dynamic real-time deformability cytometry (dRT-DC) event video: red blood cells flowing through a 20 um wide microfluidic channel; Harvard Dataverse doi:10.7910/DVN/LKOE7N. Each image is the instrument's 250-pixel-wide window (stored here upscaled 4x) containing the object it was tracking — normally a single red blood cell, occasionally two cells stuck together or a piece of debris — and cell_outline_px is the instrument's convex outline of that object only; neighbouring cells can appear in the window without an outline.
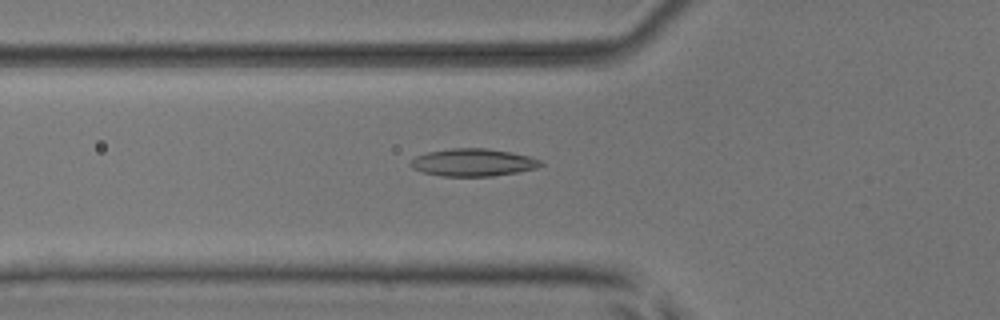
{"species": "common noctule bat (a hibernating species)", "species_latin": "Nyctalus noctula", "temperature_condition": "room temperature", "stored_images_in_passage": 47, "camera_frame_rate_fps": 3000, "um_per_image_px": 0.085, "animal": {"sex": "male", "body_mass_g": 17.9, "forearm_length_mm": 54.2}, "frame": {"image": 1, "passage_image": 13, "time_ms": 4.0, "image_size_px": [1000, 320], "cell_outline_px": [[544, 164], [536, 168], [516, 172], [492, 176], [444, 176], [424, 172], [412, 168], [408, 164], [416, 156], [428, 152], [452, 148], [488, 148], [512, 152], [528, 156], [540, 160]], "centroid_in_image_um": [40.21, 13.8], "position_along_channel_um": 85.6, "area_um2": 20.75}}
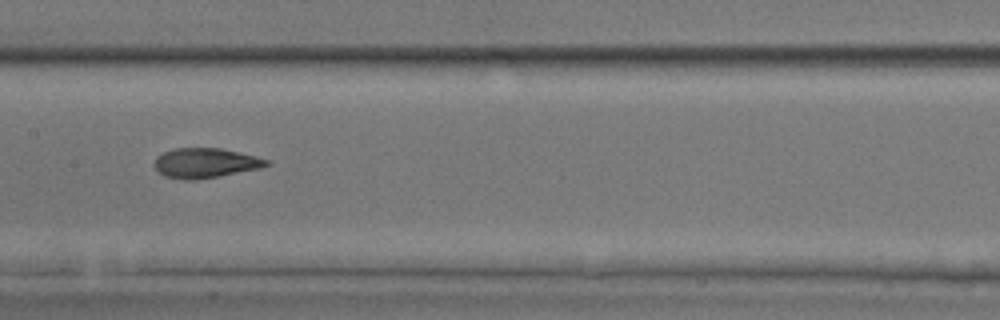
{"frame": {"image": 2, "passage_image": 21, "time_ms": 6.667, "image_size_px": [1000, 320], "cell_outline_px": [[268, 164], [260, 168], [220, 176], [196, 180], [184, 180], [164, 176], [152, 164], [156, 156], [164, 152], [176, 148], [220, 148], [240, 152], [256, 156], [268, 160]], "centroid_in_image_um": [17.42, 13.85], "position_along_channel_um": 190.0, "area_um2": 19.48}}
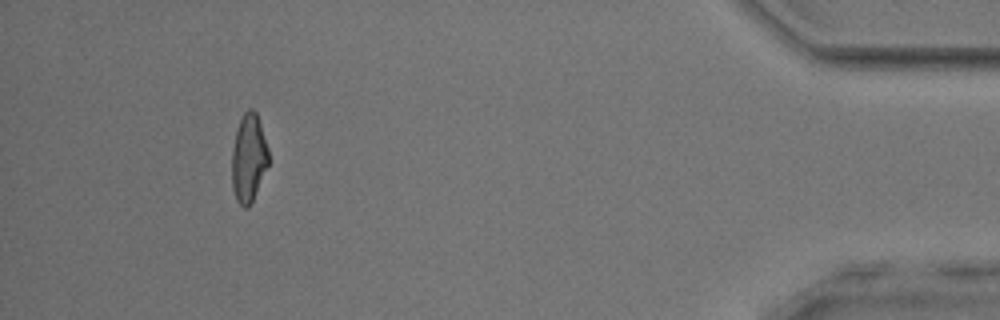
{"frame": {"image": 3, "passage_image": 43, "time_ms": 14.0, "image_size_px": [1000, 320], "cell_outline_px": [[268, 164], [252, 200], [248, 208], [244, 208], [236, 200], [232, 188], [232, 148], [236, 128], [244, 112], [248, 108], [252, 108], [256, 112], [268, 148]], "centroid_in_image_um": [21.11, 13.41], "position_along_channel_um": 414.1, "area_um2": 18.67}, "authors_computed_cell_mechanics": {"area_um2": 19.4208, "velocity_mm_per_s": 3.9047, "shape_relaxation_time_tau1_ms": 7.2333, "shape_relaxation_time_tau2_ms": 1.7239, "deformation_change_tau1": 0.1963, "deformation_change_tau2": 0.0865}}